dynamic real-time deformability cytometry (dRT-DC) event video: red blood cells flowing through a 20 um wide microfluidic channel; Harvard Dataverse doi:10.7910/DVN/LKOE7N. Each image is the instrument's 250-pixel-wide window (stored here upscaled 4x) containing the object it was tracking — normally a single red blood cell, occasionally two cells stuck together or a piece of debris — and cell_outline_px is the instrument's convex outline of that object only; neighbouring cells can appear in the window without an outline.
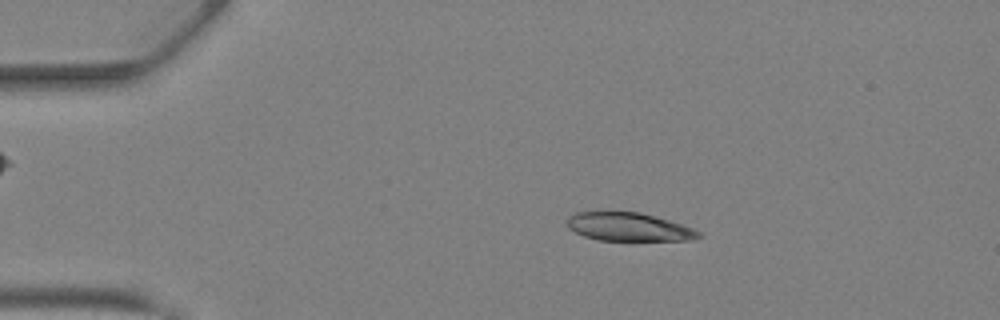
{"species": "Egyptian fruit bat (a non-hibernating species)", "species_latin": "Rousettus aegyptiacus", "temperature_condition": "warm", "stored_images_in_passage": 42, "camera_frame_rate_fps": 3000, "um_per_image_px": 0.085, "animal": {"sex": "female"}, "frame": {"image": 1, "passage_image": 8, "time_ms": 2.333, "image_size_px": [1000, 320], "cell_outline_px": [[704, 236], [688, 240], [596, 240], [584, 236], [568, 228], [568, 216], [576, 212], [640, 212], [668, 220], [692, 228], [700, 232]], "centroid_in_image_um": [53.43, 19.29], "position_along_channel_um": 31.6, "area_um2": 21.5}}
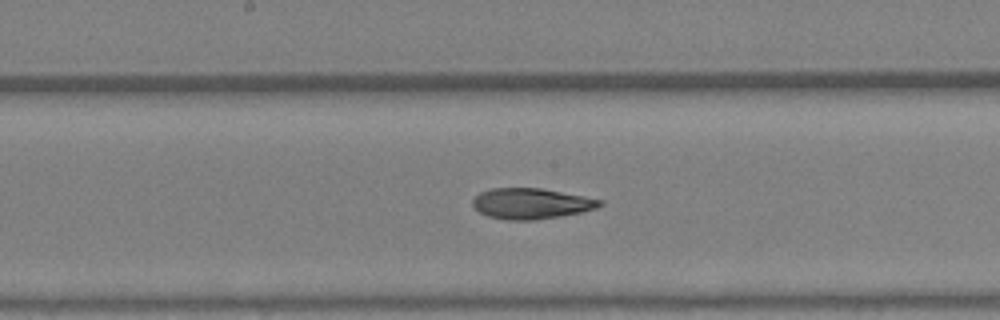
{"frame": {"image": 2, "passage_image": 22, "time_ms": 7.0, "image_size_px": [1000, 320], "cell_outline_px": [[604, 204], [596, 208], [580, 212], [560, 216], [536, 220], [508, 220], [488, 216], [480, 212], [472, 204], [472, 200], [480, 192], [492, 188], [540, 188], [584, 196], [604, 200]], "centroid_in_image_um": [45.16, 17.3], "position_along_channel_um": 203.0, "area_um2": 22.66}}
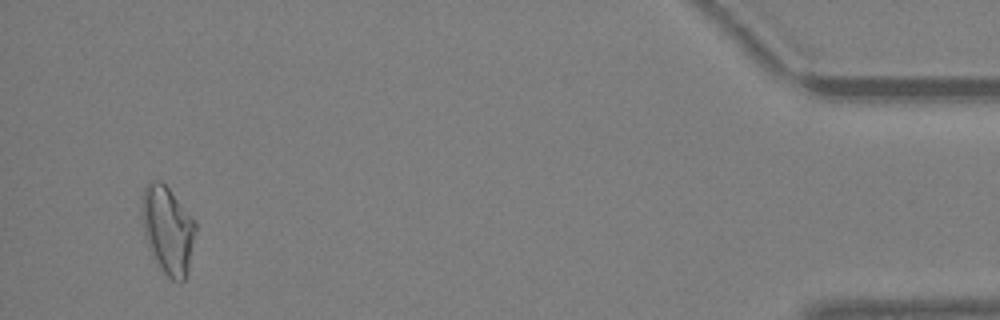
{"frame": {"image": 3, "passage_image": 40, "time_ms": 13.0, "image_size_px": [1000, 320], "cell_outline_px": [[196, 232], [188, 272], [184, 280], [180, 284], [172, 280], [160, 268], [152, 256], [148, 248], [144, 236], [140, 208], [144, 188], [148, 184], [156, 180], [160, 180], [168, 188], [196, 220]], "centroid_in_image_um": [14.26, 19.57], "position_along_channel_um": 420.9, "area_um2": 27.86}, "authors_computed_cell_mechanics": {"area_um2": 23.3801, "velocity_mm_per_s": 4.9009, "shape_relaxation_time_tau1_ms": 10.0397, "shape_relaxation_time_tau2_ms": 2.6482, "deformation_change_tau1": 0.2969, "deformation_change_tau2": 0.1065}}